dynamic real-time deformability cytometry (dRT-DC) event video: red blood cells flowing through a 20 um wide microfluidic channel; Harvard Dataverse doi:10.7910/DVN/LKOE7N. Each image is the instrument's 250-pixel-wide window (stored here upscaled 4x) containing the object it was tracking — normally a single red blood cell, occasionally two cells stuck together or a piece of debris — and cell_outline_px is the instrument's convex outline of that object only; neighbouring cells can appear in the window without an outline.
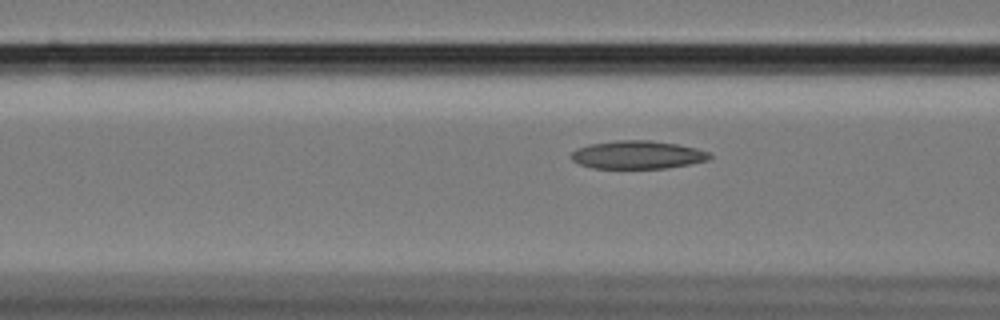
{"species": "Egyptian fruit bat (a non-hibernating species)", "species_latin": "Rousettus aegyptiacus", "temperature_condition": "cold", "stored_images_in_passage": 18, "camera_frame_rate_fps": 3000, "um_per_image_px": 0.085, "animal": {"sex": "female"}, "frame": {"image": 1, "passage_image": 4, "time_ms": 1.0, "image_size_px": [1000, 320], "cell_outline_px": [[712, 156], [708, 160], [688, 164], [664, 168], [592, 168], [580, 164], [572, 160], [572, 152], [576, 148], [588, 144], [616, 140], [652, 140], [676, 144], [696, 148], [708, 152]], "centroid_in_image_um": [54.16, 13.15], "position_along_channel_um": 112.4, "area_um2": 22.6}}
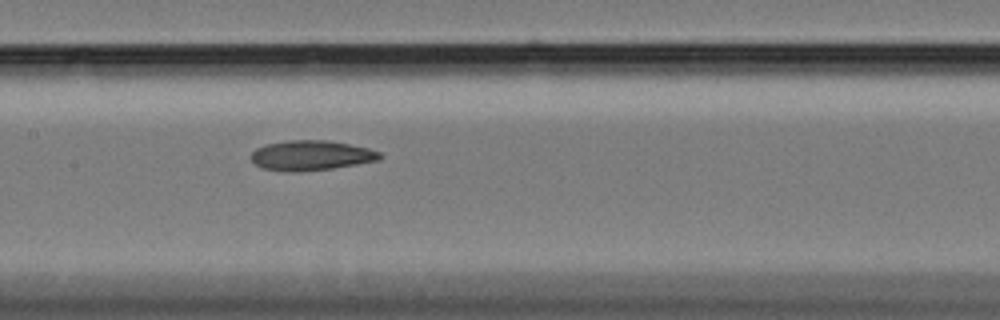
{"frame": {"image": 2, "passage_image": 10, "time_ms": 3.0, "image_size_px": [1000, 320], "cell_outline_px": [[384, 156], [380, 160], [332, 168], [296, 172], [288, 172], [260, 168], [252, 160], [252, 152], [256, 148], [264, 144], [288, 140], [328, 140], [368, 148], [380, 152]], "centroid_in_image_um": [26.44, 13.21], "position_along_channel_um": 181.0, "area_um2": 22.54}}
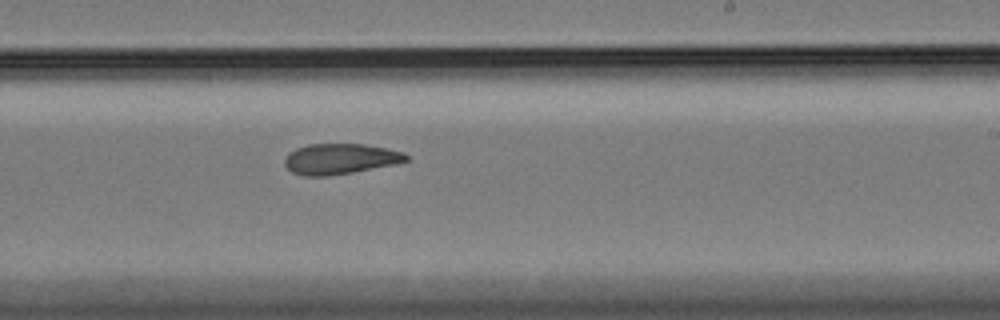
{"frame": {"image": 3, "passage_image": 17, "time_ms": 5.333, "image_size_px": [1000, 320], "cell_outline_px": [[408, 160], [396, 164], [352, 172], [328, 176], [304, 176], [292, 172], [284, 164], [284, 160], [288, 152], [296, 148], [308, 144], [364, 144], [388, 148], [404, 152], [408, 156]], "centroid_in_image_um": [28.91, 13.5], "position_along_channel_um": 260.1, "area_um2": 21.73}}